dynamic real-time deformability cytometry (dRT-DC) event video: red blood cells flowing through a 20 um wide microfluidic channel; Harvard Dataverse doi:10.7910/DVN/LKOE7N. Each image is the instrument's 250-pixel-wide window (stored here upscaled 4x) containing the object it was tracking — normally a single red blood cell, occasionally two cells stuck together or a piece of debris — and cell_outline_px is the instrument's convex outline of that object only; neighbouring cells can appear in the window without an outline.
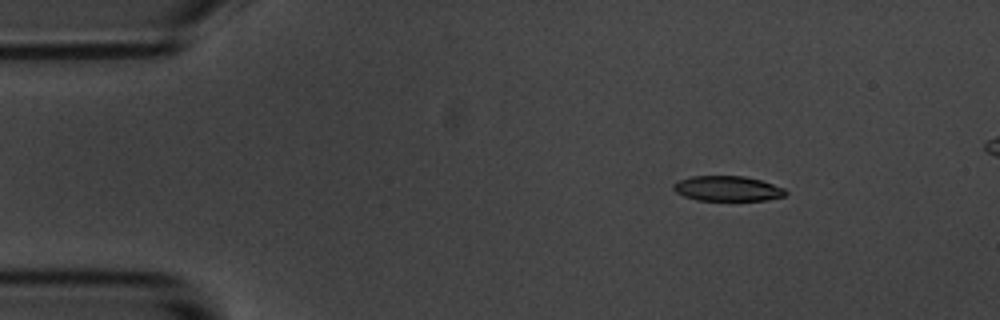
{"species": "common noctule bat (a hibernating species)", "species_latin": "Nyctalus noctula", "temperature_condition": "room temperature", "stored_images_in_passage": 6, "camera_frame_rate_fps": 3000, "um_per_image_px": 0.085, "animal": {"sex": "male", "body_mass_g": 20.1, "forearm_length_mm": 53.5}, "frame": {"image": 1, "passage_image": 3, "time_ms": 2.333, "image_size_px": [1000, 320], "cell_outline_px": [[788, 192], [784, 196], [764, 200], [696, 200], [684, 196], [676, 192], [672, 188], [672, 184], [680, 180], [692, 176], [744, 176], [760, 180], [784, 188]], "centroid_in_image_um": [61.82, 16.02], "position_along_channel_um": 23.2, "area_um2": 16.3}}